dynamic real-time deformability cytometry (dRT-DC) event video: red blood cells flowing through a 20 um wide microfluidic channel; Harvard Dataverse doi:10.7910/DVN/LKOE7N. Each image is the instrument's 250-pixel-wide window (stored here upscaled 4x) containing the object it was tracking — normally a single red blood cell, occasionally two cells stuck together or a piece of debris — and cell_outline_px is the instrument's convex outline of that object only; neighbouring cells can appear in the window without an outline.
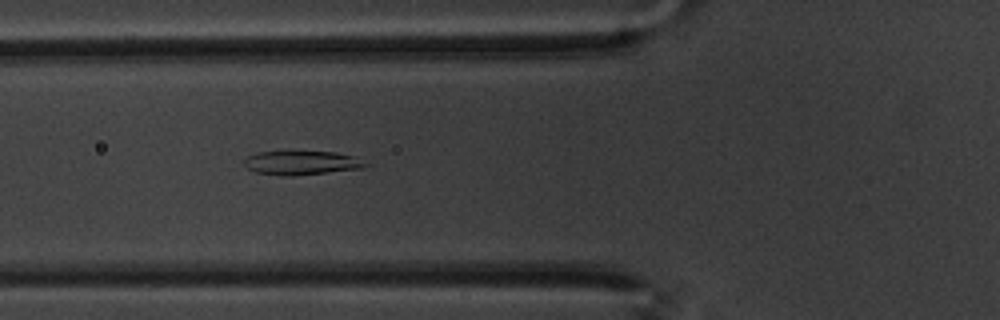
{"species": "common noctule bat (a hibernating species)", "species_latin": "Nyctalus noctula", "temperature_condition": "warm", "stored_images_in_passage": 59, "camera_frame_rate_fps": 3000, "um_per_image_px": 0.085, "animal": {"sex": "male", "body_mass_g": 20.1, "forearm_length_mm": 53.5}, "frame": {"image": 1, "passage_image": 22, "time_ms": 7.0, "image_size_px": [1000, 320], "cell_outline_px": [[368, 164], [364, 168], [292, 176], [284, 176], [256, 172], [248, 168], [244, 164], [244, 160], [248, 156], [256, 152], [332, 152], [352, 156]], "centroid_in_image_um": [25.59, 13.85], "position_along_channel_um": 100.2, "area_um2": 16.59}}
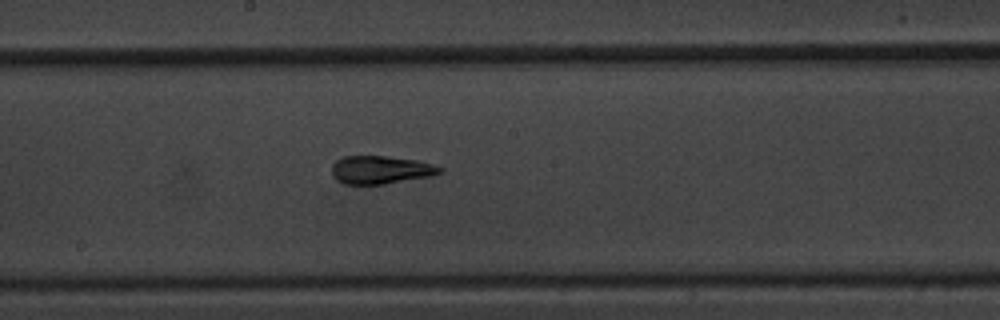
{"frame": {"image": 2, "passage_image": 32, "time_ms": 10.333, "image_size_px": [1000, 320], "cell_outline_px": [[444, 172], [432, 176], [384, 184], [344, 184], [336, 180], [332, 176], [332, 164], [336, 160], [344, 156], [384, 156], [416, 160], [432, 164], [444, 168]], "centroid_in_image_um": [32.36, 14.44], "position_along_channel_um": 215.8, "area_um2": 17.8}}
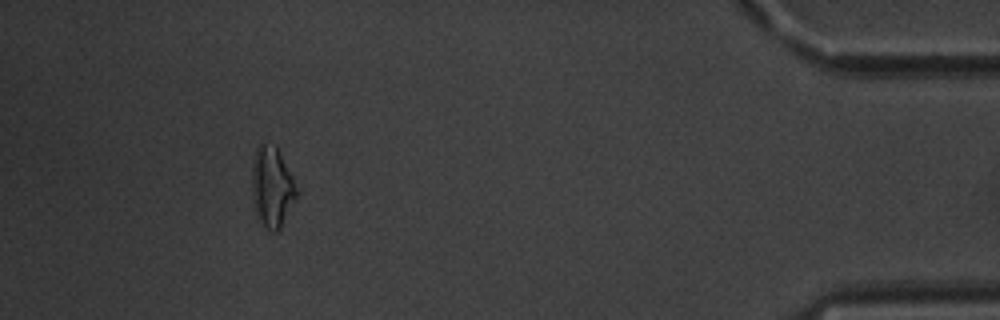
{"frame": {"image": 3, "passage_image": 54, "time_ms": 17.667, "image_size_px": [1000, 320], "cell_outline_px": [[300, 188], [296, 200], [280, 228], [276, 232], [272, 232], [260, 220], [256, 212], [252, 196], [252, 160], [256, 148], [260, 140], [276, 144]], "centroid_in_image_um": [23.15, 15.79], "position_along_channel_um": 412.0, "area_um2": 21.62}, "authors_computed_cell_mechanics": {"area_um2": 18.0914, "velocity_mm_per_s": 3.4513, "shape_relaxation_time_tau1_ms": null, "shape_relaxation_time_tau2_ms": 2.1857, "deformation_change_tau1": null, "deformation_change_tau2": 0.1004}}